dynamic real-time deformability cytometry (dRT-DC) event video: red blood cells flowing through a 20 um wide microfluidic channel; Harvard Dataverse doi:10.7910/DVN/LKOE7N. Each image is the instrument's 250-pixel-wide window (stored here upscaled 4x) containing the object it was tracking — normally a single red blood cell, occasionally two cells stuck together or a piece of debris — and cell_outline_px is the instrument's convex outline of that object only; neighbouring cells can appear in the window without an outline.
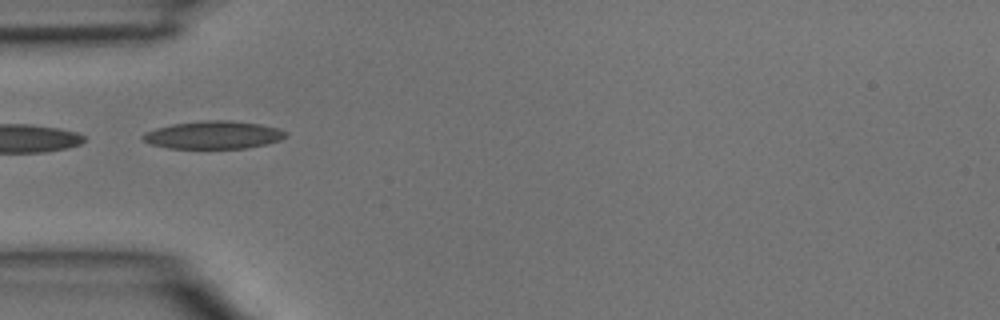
{"species": "common noctule bat (a hibernating species)", "species_latin": "Nyctalus noctula", "temperature_condition": "room temperature", "stored_images_in_passage": 5, "camera_frame_rate_fps": 3000, "um_per_image_px": 0.085, "animal": {"sex": "male", "body_mass_g": 15.6}, "frame": {"image": 1, "passage_image": 4, "time_ms": 1.0, "image_size_px": [1000, 320], "cell_outline_px": [[288, 136], [280, 140], [264, 144], [244, 148], [168, 148], [152, 144], [144, 140], [140, 136], [144, 132], [156, 128], [172, 124], [208, 120], [228, 120], [260, 124], [280, 128], [288, 132]], "centroid_in_image_um": [18.16, 11.46], "position_along_channel_um": 66.8, "area_um2": 23.12}}